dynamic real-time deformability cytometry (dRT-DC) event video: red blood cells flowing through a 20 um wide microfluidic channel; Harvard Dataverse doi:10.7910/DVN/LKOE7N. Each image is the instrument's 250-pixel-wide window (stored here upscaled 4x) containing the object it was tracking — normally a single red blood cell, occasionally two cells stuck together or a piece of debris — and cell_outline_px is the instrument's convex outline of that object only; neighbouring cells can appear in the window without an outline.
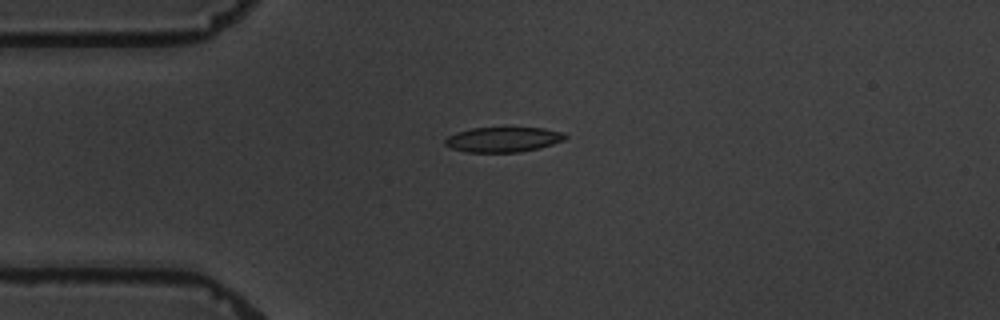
{"species": "common noctule bat (a hibernating species)", "species_latin": "Nyctalus noctula", "temperature_condition": "warm", "stored_images_in_passage": 7, "camera_frame_rate_fps": 3000, "um_per_image_px": 0.085, "animal": {"sex": "male", "body_mass_g": 19.5, "forearm_length_mm": 54.6}, "frame": {"image": 1, "passage_image": 4, "time_ms": 3.333, "image_size_px": [1000, 320], "cell_outline_px": [[568, 136], [564, 140], [540, 148], [520, 152], [468, 152], [452, 148], [444, 144], [444, 140], [448, 136], [456, 132], [472, 128], [504, 124], [544, 128], [564, 132]], "centroid_in_image_um": [42.8, 11.79], "position_along_channel_um": 42.2, "area_um2": 18.55}}
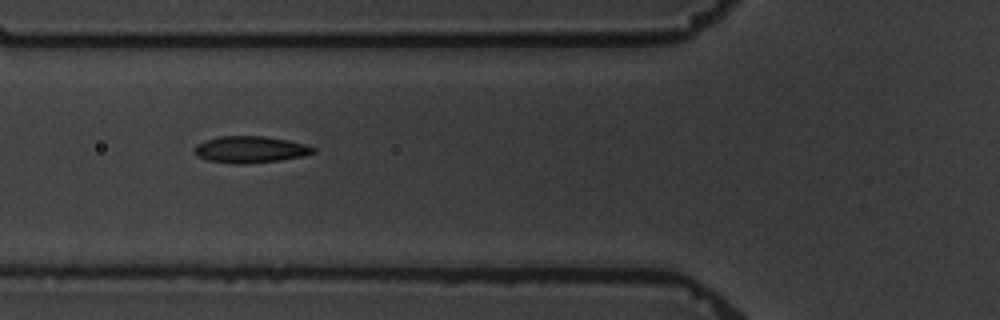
{"frame": {"image": 2, "passage_image": 6, "time_ms": 5.667, "image_size_px": [1000, 320], "cell_outline_px": [[316, 152], [304, 156], [280, 160], [248, 164], [232, 164], [208, 160], [196, 156], [192, 148], [196, 144], [204, 140], [220, 136], [264, 136], [288, 140], [304, 144], [316, 148]], "centroid_in_image_um": [21.24, 12.71], "position_along_channel_um": 104.6, "area_um2": 18.73}}
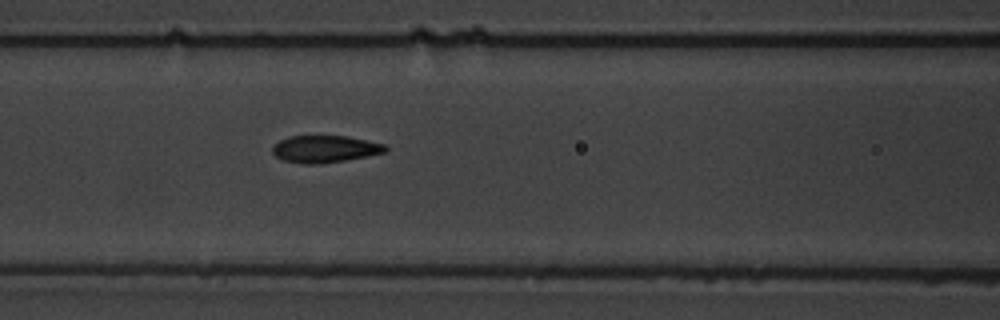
{"frame": {"image": 3, "passage_image": 7, "time_ms": 6.667, "image_size_px": [1000, 320], "cell_outline_px": [[388, 148], [384, 152], [344, 160], [316, 164], [308, 164], [284, 160], [276, 156], [272, 152], [272, 148], [280, 140], [288, 136], [348, 136], [384, 144]], "centroid_in_image_um": [27.6, 12.65], "position_along_channel_um": 139.0, "area_um2": 17.46}}